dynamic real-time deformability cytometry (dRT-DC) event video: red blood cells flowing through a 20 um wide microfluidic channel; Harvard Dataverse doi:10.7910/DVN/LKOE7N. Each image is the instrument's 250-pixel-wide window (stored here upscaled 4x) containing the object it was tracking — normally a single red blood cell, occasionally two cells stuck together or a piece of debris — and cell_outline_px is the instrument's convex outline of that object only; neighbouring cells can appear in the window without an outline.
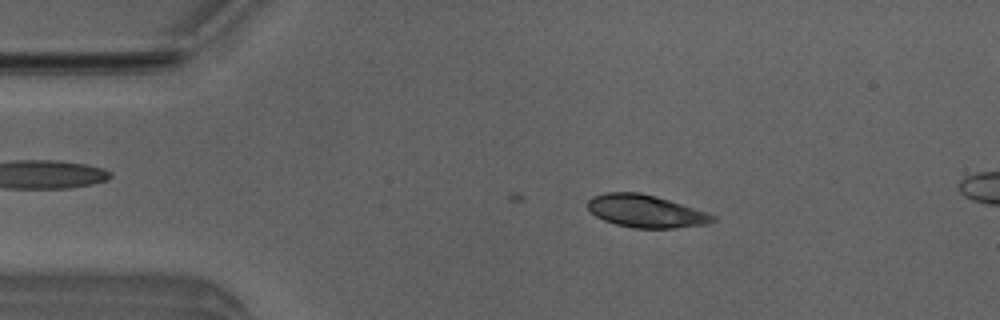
{"species": "Egyptian fruit bat (a non-hibernating species)", "species_latin": "Rousettus aegyptiacus", "temperature_condition": "room temperature", "stored_images_in_passage": 4, "camera_frame_rate_fps": 3000, "um_per_image_px": 0.085, "animal": {"sex": "male"}, "frame": {"image": 1, "passage_image": 2, "time_ms": 0.333, "image_size_px": [1000, 320], "cell_outline_px": [[716, 220], [708, 224], [672, 228], [636, 228], [616, 224], [604, 220], [596, 216], [588, 208], [588, 200], [592, 196], [604, 192], [640, 192], [656, 196], [708, 212], [716, 216]], "centroid_in_image_um": [54.9, 17.94], "position_along_channel_um": 30.1, "area_um2": 23.76}}